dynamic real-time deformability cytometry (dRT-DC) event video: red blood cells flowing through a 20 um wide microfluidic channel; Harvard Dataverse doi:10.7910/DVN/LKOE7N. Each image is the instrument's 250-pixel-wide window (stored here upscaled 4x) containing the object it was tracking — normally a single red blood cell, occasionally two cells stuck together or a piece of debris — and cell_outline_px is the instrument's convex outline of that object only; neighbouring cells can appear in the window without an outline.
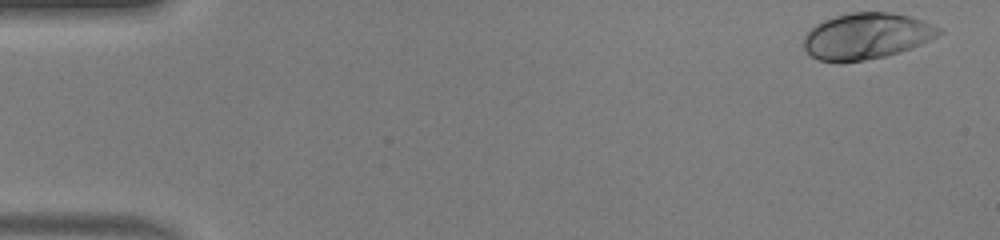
{"species": "human", "species_latin": "Homo sapiens", "temperature_condition": "warm", "stored_images_in_passage": 49, "camera_frame_rate_fps": 3000, "um_per_image_px": 0.085, "donor": {"sex": "male"}, "frame": {"image": 1, "passage_image": 1, "time_ms": 0.0, "image_size_px": [1000, 240], "cell_outline_px": [[944, 32], [912, 48], [900, 52], [884, 56], [864, 60], [840, 64], [836, 64], [820, 60], [812, 56], [804, 48], [804, 36], [816, 24], [824, 20], [836, 16], [852, 12], [892, 12], [924, 20], [944, 28]], "centroid_in_image_um": [73.67, 3.08], "position_along_channel_um": 11.3, "area_um2": 36.65}}
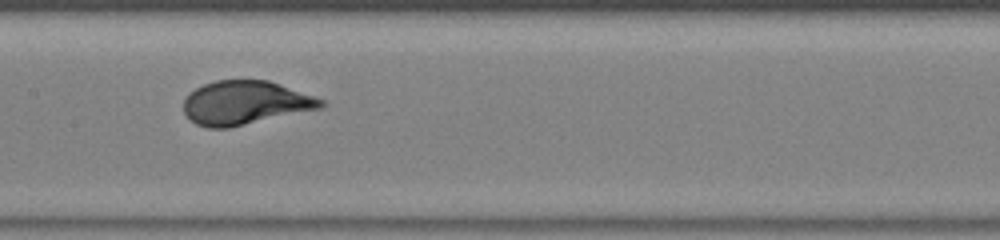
{"frame": {"image": 2, "passage_image": 24, "time_ms": 7.667, "image_size_px": [1000, 240], "cell_outline_px": [[324, 108], [228, 128], [208, 128], [196, 124], [184, 112], [184, 100], [188, 92], [204, 84], [216, 80], [268, 80], [280, 84], [324, 100]], "centroid_in_image_um": [20.84, 8.74], "position_along_channel_um": 186.6, "area_um2": 35.03}}
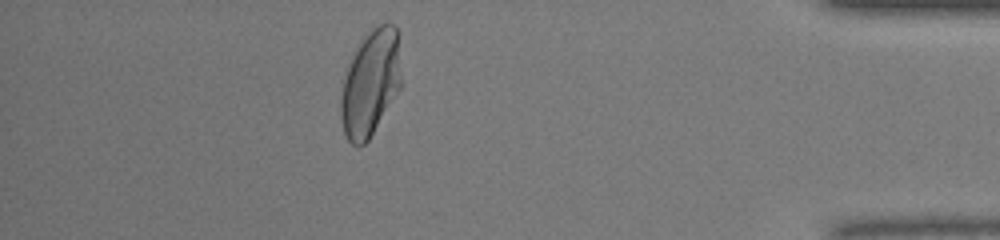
{"frame": {"image": 3, "passage_image": 43, "time_ms": 14.0, "image_size_px": [1000, 240], "cell_outline_px": [[404, 84], [368, 140], [364, 144], [352, 144], [348, 140], [344, 132], [340, 116], [340, 100], [344, 80], [348, 64], [356, 44], [372, 24], [392, 24], [400, 32]], "centroid_in_image_um": [31.56, 6.95], "position_along_channel_um": 403.6, "area_um2": 38.84}, "authors_computed_cell_mechanics": {"area_um2": 35.4314, "velocity_mm_per_s": 4.1219, "shape_relaxation_time_tau1_ms": 2.5071, "shape_relaxation_time_tau2_ms": null, "deformation_change_tau1": 0.1803, "deformation_change_tau2": null}}